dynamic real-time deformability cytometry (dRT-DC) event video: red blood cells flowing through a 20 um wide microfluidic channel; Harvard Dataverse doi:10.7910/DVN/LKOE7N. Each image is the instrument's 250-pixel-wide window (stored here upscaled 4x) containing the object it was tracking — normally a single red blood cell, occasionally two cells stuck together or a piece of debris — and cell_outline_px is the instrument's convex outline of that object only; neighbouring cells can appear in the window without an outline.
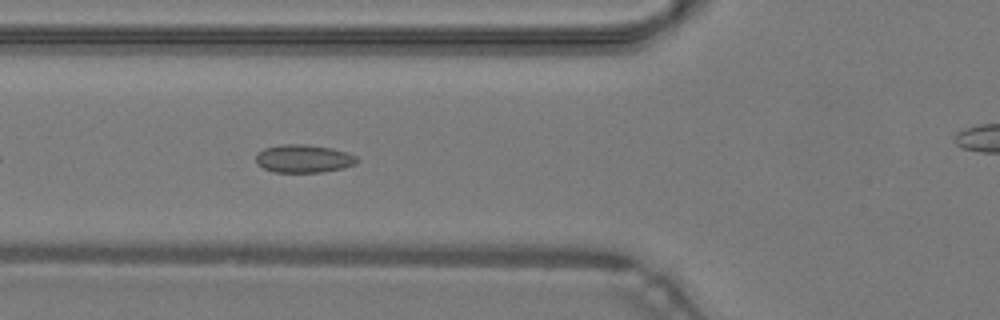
{"species": "common noctule bat (a hibernating species)", "species_latin": "Nyctalus noctula", "temperature_condition": "warm", "stored_images_in_passage": 37, "camera_frame_rate_fps": 3000, "um_per_image_px": 0.085, "animal": {"sex": "male", "body_mass_g": 19.2, "forearm_length_mm": 51.8}, "frame": {"image": 1, "passage_image": 6, "time_ms": 1.667, "image_size_px": [1000, 320], "cell_outline_px": [[360, 160], [356, 164], [344, 168], [324, 172], [272, 172], [256, 164], [256, 152], [264, 148], [280, 144], [304, 144], [332, 148], [356, 156]], "centroid_in_image_um": [25.79, 13.49], "position_along_channel_um": 100.0, "area_um2": 16.7}}
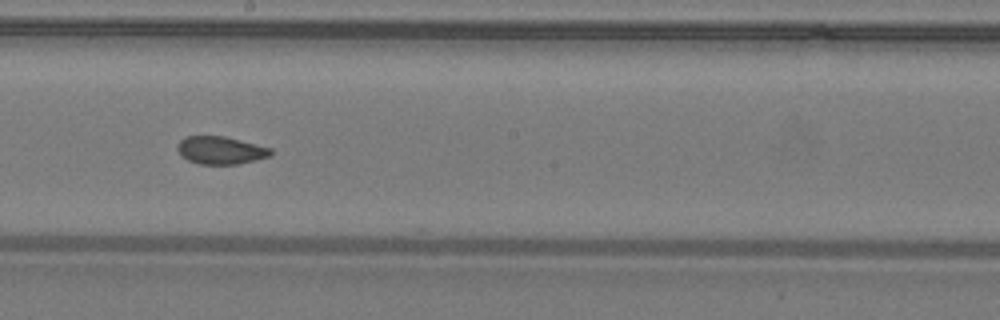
{"frame": {"image": 2, "passage_image": 15, "time_ms": 4.667, "image_size_px": [1000, 320], "cell_outline_px": [[272, 156], [236, 164], [200, 164], [188, 160], [176, 148], [176, 144], [184, 136], [224, 136], [272, 148]], "centroid_in_image_um": [18.75, 12.76], "position_along_channel_um": 229.4, "area_um2": 15.03}}
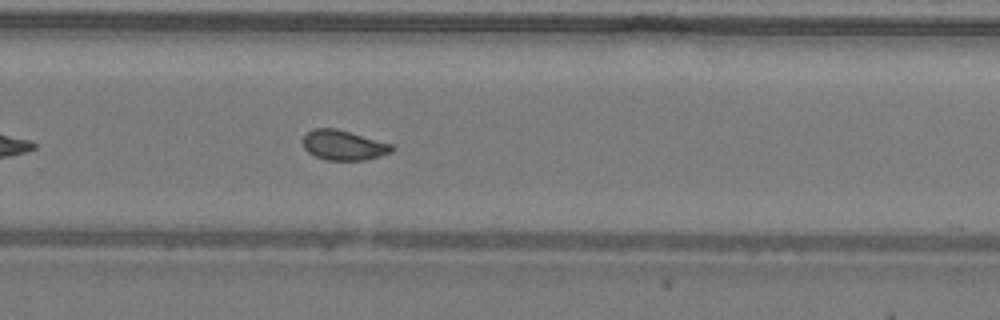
{"frame": {"image": 3, "passage_image": 20, "time_ms": 6.333, "image_size_px": [1000, 320], "cell_outline_px": [[396, 148], [392, 152], [380, 156], [364, 160], [328, 160], [316, 156], [308, 152], [304, 148], [304, 136], [312, 128], [336, 128], [392, 144]], "centroid_in_image_um": [29.23, 12.34], "position_along_channel_um": 300.6, "area_um2": 15.43}, "authors_computed_cell_mechanics": {"area_um2": 15.4904, "velocity_mm_per_s": 4.2977, "shape_relaxation_time_tau1_ms": null, "shape_relaxation_time_tau2_ms": 0.995, "deformation_change_tau1": null, "deformation_change_tau2": 0.0597}}